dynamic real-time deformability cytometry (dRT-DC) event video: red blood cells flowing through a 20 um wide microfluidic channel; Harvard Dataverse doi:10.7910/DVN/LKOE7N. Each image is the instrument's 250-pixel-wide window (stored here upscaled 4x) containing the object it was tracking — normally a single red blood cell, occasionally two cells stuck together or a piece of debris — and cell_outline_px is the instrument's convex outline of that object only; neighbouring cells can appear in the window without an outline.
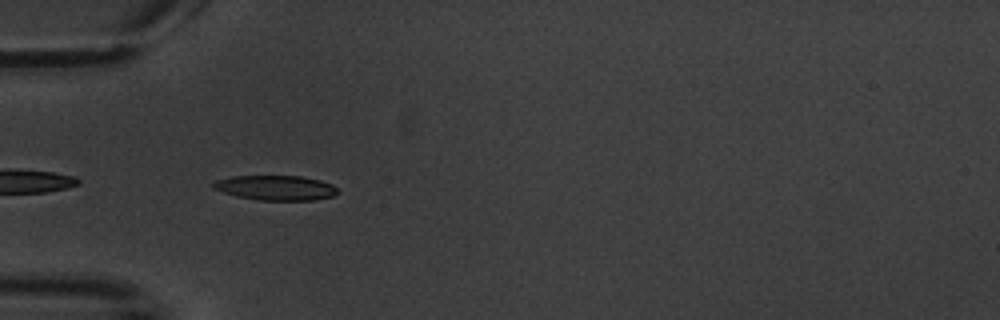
{"species": "common noctule bat (a hibernating species)", "species_latin": "Nyctalus noctula", "temperature_condition": "warm", "stored_images_in_passage": 8, "camera_frame_rate_fps": 3000, "um_per_image_px": 0.085, "animal": {"sex": "male", "body_mass_g": 20.1, "forearm_length_mm": 53.5}, "frame": {"image": 1, "passage_image": 6, "time_ms": 6.0, "image_size_px": [1000, 320], "cell_outline_px": [[340, 192], [332, 196], [316, 200], [256, 200], [236, 196], [212, 188], [212, 184], [216, 180], [232, 176], [300, 176], [320, 180], [332, 184]], "centroid_in_image_um": [23.44, 15.96], "position_along_channel_um": 61.6, "area_um2": 18.03}}
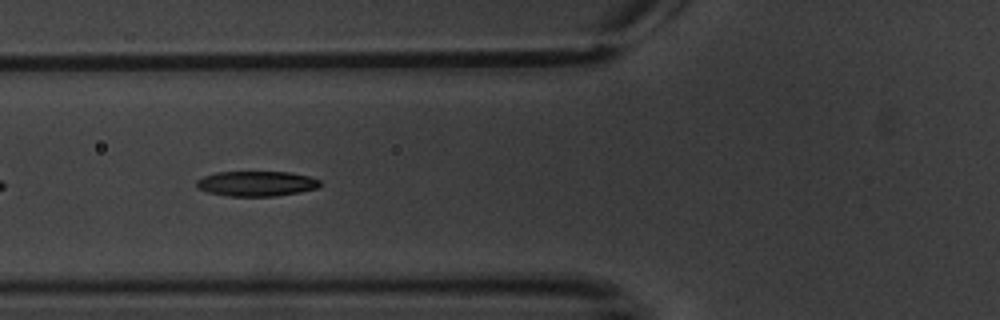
{"frame": {"image": 2, "passage_image": 7, "time_ms": 7.333, "image_size_px": [1000, 320], "cell_outline_px": [[320, 184], [316, 188], [300, 192], [276, 196], [228, 196], [208, 192], [196, 188], [196, 180], [204, 176], [216, 172], [288, 172], [308, 176], [320, 180]], "centroid_in_image_um": [21.76, 15.61], "position_along_channel_um": 104.0, "area_um2": 18.03}}
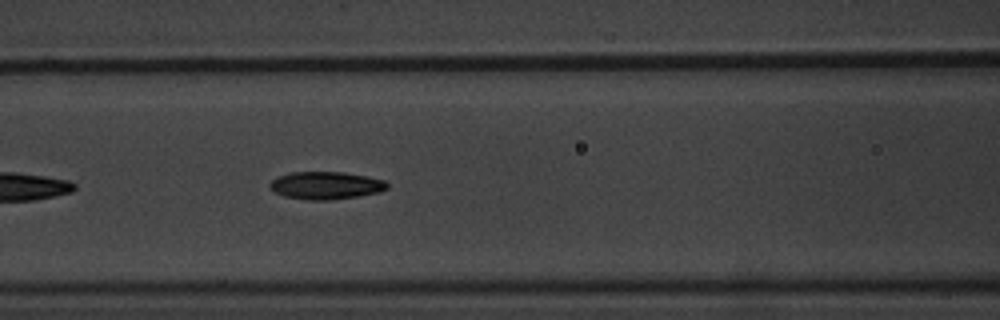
{"frame": {"image": 3, "passage_image": 8, "time_ms": 8.333, "image_size_px": [1000, 320], "cell_outline_px": [[388, 188], [380, 192], [360, 196], [332, 200], [308, 200], [284, 196], [276, 192], [268, 184], [276, 176], [292, 172], [344, 172], [368, 176], [384, 180], [388, 184]], "centroid_in_image_um": [27.72, 15.76], "position_along_channel_um": 138.9, "area_um2": 19.02}}